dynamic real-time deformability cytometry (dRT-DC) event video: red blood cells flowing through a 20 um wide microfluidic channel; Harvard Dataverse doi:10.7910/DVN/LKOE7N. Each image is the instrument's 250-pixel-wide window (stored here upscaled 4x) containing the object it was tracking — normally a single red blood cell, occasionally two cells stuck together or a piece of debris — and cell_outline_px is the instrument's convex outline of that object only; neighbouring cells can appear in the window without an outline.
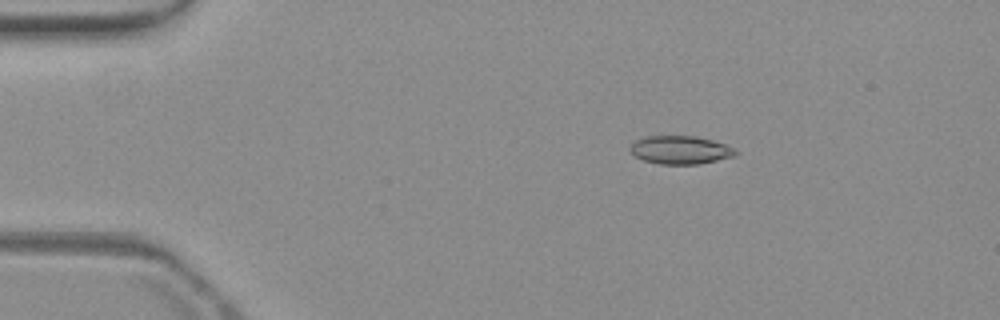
{"species": "common noctule bat (a hibernating species)", "species_latin": "Nyctalus noctula", "temperature_condition": "warm", "stored_images_in_passage": 5, "camera_frame_rate_fps": 3000, "um_per_image_px": 0.085, "animal": {"sex": "female", "body_mass_g": 19.3, "forearm_length_mm": 54.1}, "frame": {"image": 1, "passage_image": 2, "time_ms": 1.333, "image_size_px": [1000, 320], "cell_outline_px": [[736, 156], [700, 164], [660, 164], [644, 160], [636, 156], [628, 148], [636, 140], [644, 136], [696, 136], [712, 140], [724, 144], [732, 148], [736, 152]], "centroid_in_image_um": [57.82, 12.74], "position_along_channel_um": 27.2, "area_um2": 17.22}}